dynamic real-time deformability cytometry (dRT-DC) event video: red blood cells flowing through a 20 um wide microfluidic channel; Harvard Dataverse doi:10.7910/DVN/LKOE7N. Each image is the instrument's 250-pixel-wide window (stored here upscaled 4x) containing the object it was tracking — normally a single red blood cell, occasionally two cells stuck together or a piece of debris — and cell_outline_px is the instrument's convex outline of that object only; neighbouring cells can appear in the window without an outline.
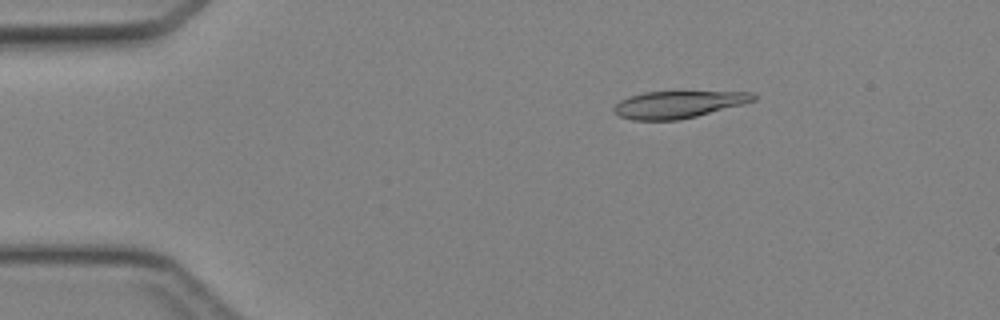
{"species": "Egyptian fruit bat (a non-hibernating species)", "species_latin": "Rousettus aegyptiacus", "temperature_condition": "cold", "stored_images_in_passage": 9, "camera_frame_rate_fps": 3000, "um_per_image_px": 0.085, "animal": {"sex": "female"}, "frame": {"image": 1, "passage_image": 3, "time_ms": 0.667, "image_size_px": [1000, 320], "cell_outline_px": [[756, 100], [744, 104], [680, 120], [632, 120], [620, 116], [612, 112], [612, 108], [620, 100], [628, 96], [644, 92], [752, 92], [756, 96]], "centroid_in_image_um": [57.61, 8.88], "position_along_channel_um": 27.4, "area_um2": 22.02}}